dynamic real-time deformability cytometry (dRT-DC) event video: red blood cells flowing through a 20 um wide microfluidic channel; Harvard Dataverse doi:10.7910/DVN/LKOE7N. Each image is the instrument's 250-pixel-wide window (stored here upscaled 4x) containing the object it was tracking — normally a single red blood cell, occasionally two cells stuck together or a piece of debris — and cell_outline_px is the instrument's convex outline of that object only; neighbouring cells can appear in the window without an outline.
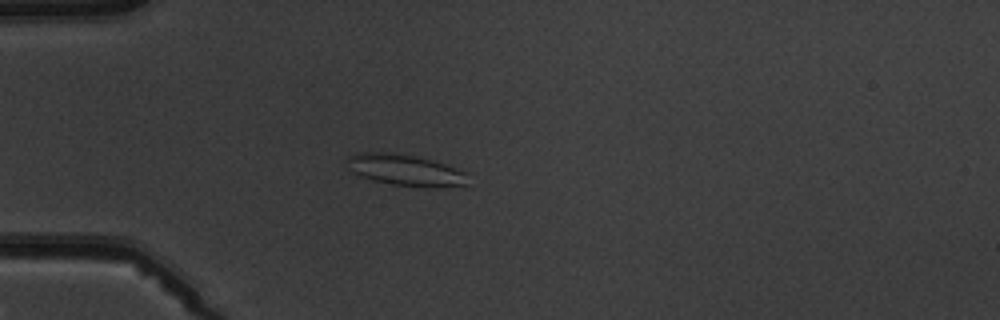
{"species": "common noctule bat (a hibernating species)", "species_latin": "Nyctalus noctula", "temperature_condition": "warm", "stored_images_in_passage": 4, "camera_frame_rate_fps": 3000, "um_per_image_px": 0.085, "animal": {"sex": "male", "body_mass_g": 19.5, "forearm_length_mm": 54.6}, "frame": {"image": 1, "passage_image": 3, "time_ms": 3.333, "image_size_px": [1000, 320], "cell_outline_px": [[468, 184], [436, 188], [424, 188], [392, 184], [372, 180], [348, 172], [344, 160], [348, 156], [360, 152], [388, 152], [412, 156], [432, 160], [468, 172]], "centroid_in_image_um": [34.41, 14.47], "position_along_channel_um": 50.6, "area_um2": 22.54}}